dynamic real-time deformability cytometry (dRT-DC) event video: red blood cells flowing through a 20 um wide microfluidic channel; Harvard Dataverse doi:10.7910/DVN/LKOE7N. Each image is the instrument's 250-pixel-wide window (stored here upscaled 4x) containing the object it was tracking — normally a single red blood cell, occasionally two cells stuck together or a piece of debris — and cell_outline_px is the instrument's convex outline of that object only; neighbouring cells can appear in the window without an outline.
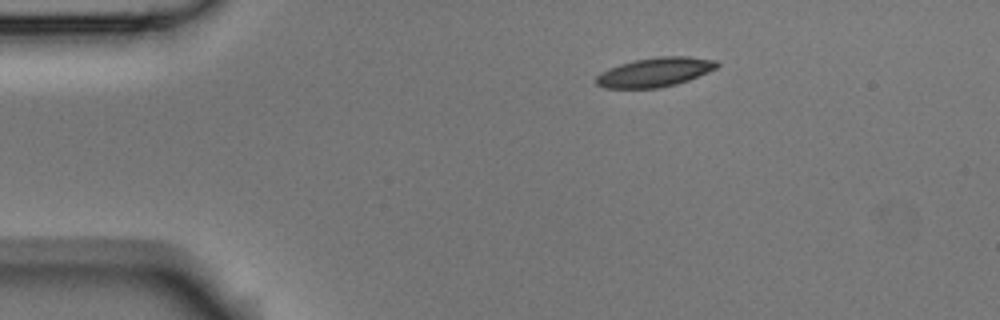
{"species": "Egyptian fruit bat (a non-hibernating species)", "species_latin": "Rousettus aegyptiacus", "temperature_condition": "room temperature", "stored_images_in_passage": 3, "camera_frame_rate_fps": 3000, "um_per_image_px": 0.085, "animal": {"sex": "male"}, "frame": {"image": 1, "passage_image": 1, "time_ms": 0.0, "image_size_px": [1000, 320], "cell_outline_px": [[720, 64], [716, 68], [708, 72], [688, 80], [676, 84], [660, 88], [604, 88], [596, 84], [596, 76], [600, 72], [620, 64], [636, 60], [660, 56], [688, 56], [716, 60]], "centroid_in_image_um": [55.67, 6.14], "position_along_channel_um": 29.3, "area_um2": 20.52}}